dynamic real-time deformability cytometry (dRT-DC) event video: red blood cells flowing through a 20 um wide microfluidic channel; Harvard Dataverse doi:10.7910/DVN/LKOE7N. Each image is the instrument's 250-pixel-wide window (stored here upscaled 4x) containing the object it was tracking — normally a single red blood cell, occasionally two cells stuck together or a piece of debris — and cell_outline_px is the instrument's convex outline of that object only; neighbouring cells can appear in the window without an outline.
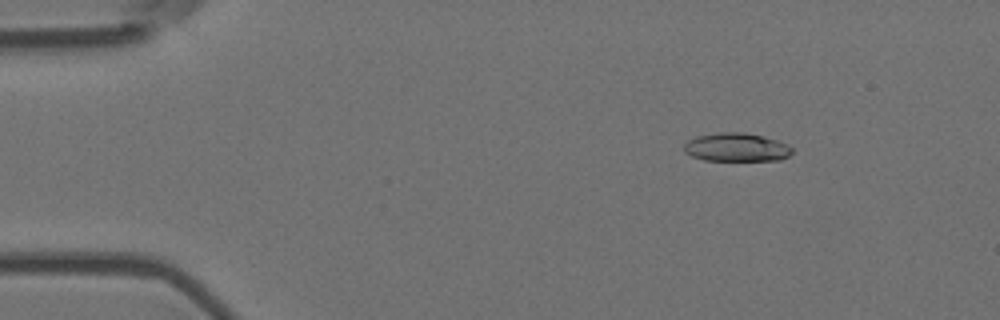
{"species": "Egyptian fruit bat (a non-hibernating species)", "species_latin": "Rousettus aegyptiacus", "temperature_condition": "room temperature", "stored_images_in_passage": 56, "camera_frame_rate_fps": 3000, "um_per_image_px": 0.085, "animal": {"sex": "female"}, "frame": {"image": 1, "passage_image": 8, "time_ms": 2.333, "image_size_px": [1000, 320], "cell_outline_px": [[792, 152], [788, 156], [780, 160], [704, 160], [692, 156], [684, 152], [684, 144], [688, 140], [696, 136], [720, 132], [744, 132], [764, 136], [788, 144], [792, 148]], "centroid_in_image_um": [62.59, 12.51], "position_along_channel_um": 22.4, "area_um2": 17.98}}
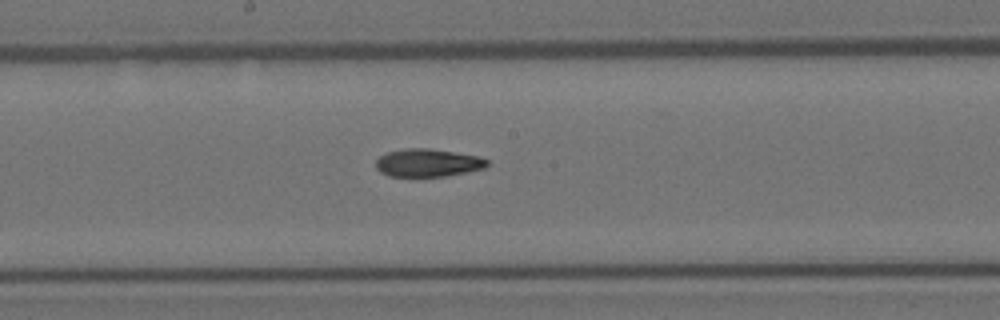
{"frame": {"image": 2, "passage_image": 30, "time_ms": 9.667, "image_size_px": [1000, 320], "cell_outline_px": [[488, 164], [484, 168], [468, 172], [448, 176], [388, 176], [380, 172], [376, 168], [376, 160], [380, 156], [388, 152], [404, 148], [428, 148], [480, 156], [488, 160]], "centroid_in_image_um": [36.37, 13.84], "position_along_channel_um": 211.8, "area_um2": 18.15}}
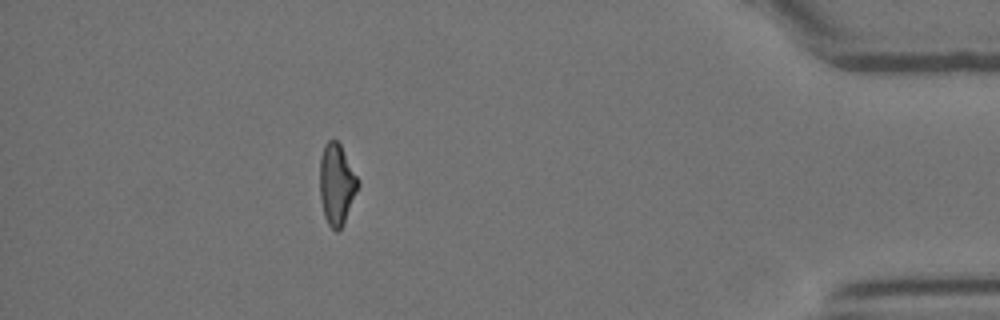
{"frame": {"image": 3, "passage_image": 50, "time_ms": 16.333, "image_size_px": [1000, 320], "cell_outline_px": [[360, 184], [344, 224], [336, 232], [328, 224], [324, 216], [320, 200], [320, 156], [324, 144], [328, 140], [336, 140], [340, 144], [360, 180]], "centroid_in_image_um": [28.62, 15.66], "position_along_channel_um": 406.6, "area_um2": 18.26}, "authors_computed_cell_mechanics": {"area_um2": 18.5827, "velocity_mm_per_s": 3.6696, "shape_relaxation_time_tau1_ms": 7.5656, "shape_relaxation_time_tau2_ms": 8.324, "deformation_change_tau1": 0.2111, "deformation_change_tau2": 0.1804}}